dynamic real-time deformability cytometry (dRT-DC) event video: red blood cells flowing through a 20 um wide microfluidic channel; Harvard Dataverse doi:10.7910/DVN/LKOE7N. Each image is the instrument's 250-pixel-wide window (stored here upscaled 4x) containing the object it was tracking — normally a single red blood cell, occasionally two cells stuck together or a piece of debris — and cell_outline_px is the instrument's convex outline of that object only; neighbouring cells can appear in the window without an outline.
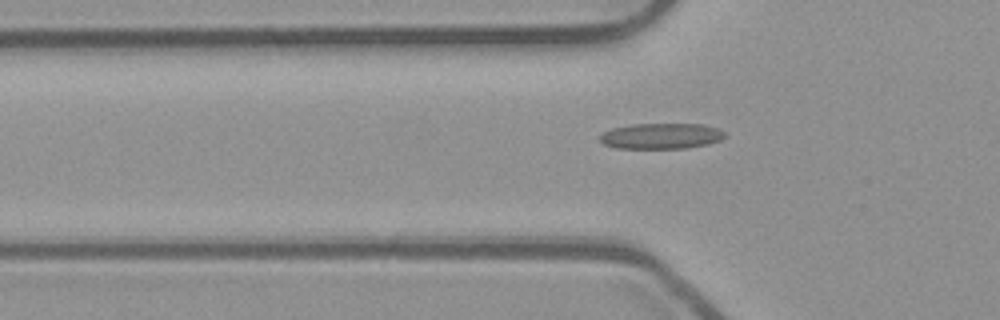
{"species": "common noctule bat (a hibernating species)", "species_latin": "Nyctalus noctula", "temperature_condition": "room temperature", "stored_images_in_passage": 42, "camera_frame_rate_fps": 3000, "um_per_image_px": 0.085, "animal": {"sex": "male", "body_mass_g": 23.1, "forearm_length_mm": 52.7}, "frame": {"image": 1, "passage_image": 6, "time_ms": 1.667, "image_size_px": [1000, 320], "cell_outline_px": [[724, 136], [720, 140], [708, 144], [684, 148], [616, 148], [604, 144], [600, 140], [600, 136], [604, 132], [612, 128], [632, 124], [704, 124], [716, 128], [724, 132]], "centroid_in_image_um": [56.19, 11.56], "position_along_channel_um": 69.6, "area_um2": 18.55}}
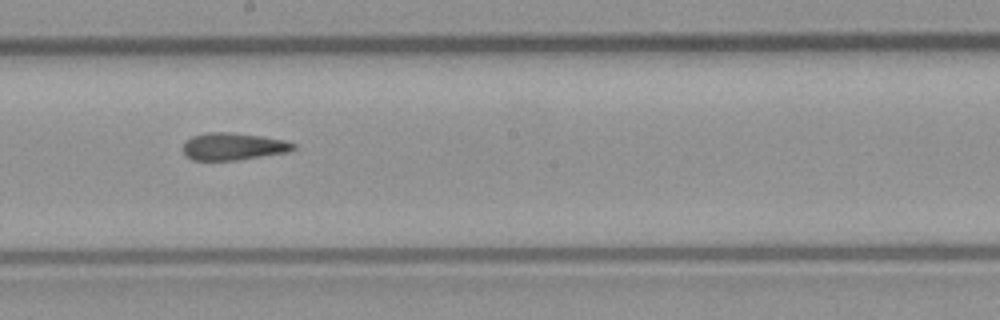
{"frame": {"image": 2, "passage_image": 18, "time_ms": 5.667, "image_size_px": [1000, 320], "cell_outline_px": [[296, 148], [288, 152], [236, 160], [192, 160], [184, 156], [184, 140], [192, 136], [208, 132], [232, 132], [260, 136], [284, 140], [296, 144]], "centroid_in_image_um": [19.8, 12.45], "position_along_channel_um": 228.4, "area_um2": 17.57}}
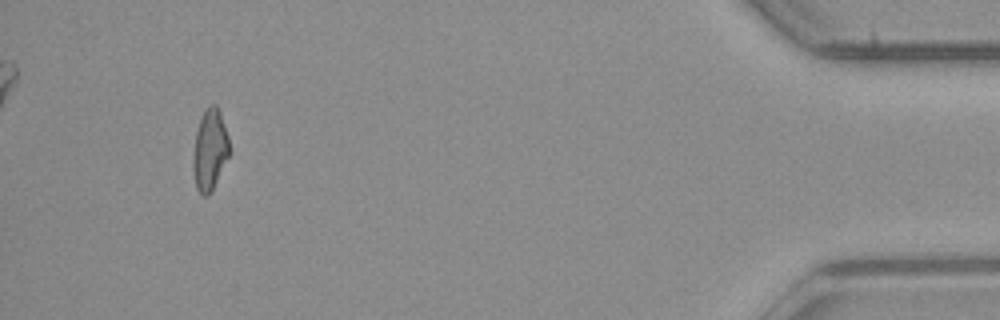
{"frame": {"image": 3, "passage_image": 38, "time_ms": 12.333, "image_size_px": [1000, 320], "cell_outline_px": [[232, 152], [208, 196], [204, 196], [196, 188], [192, 168], [192, 152], [196, 132], [204, 108], [208, 104], [216, 104], [220, 112], [228, 136]], "centroid_in_image_um": [17.84, 12.71], "position_along_channel_um": 417.4, "area_um2": 17.51}}